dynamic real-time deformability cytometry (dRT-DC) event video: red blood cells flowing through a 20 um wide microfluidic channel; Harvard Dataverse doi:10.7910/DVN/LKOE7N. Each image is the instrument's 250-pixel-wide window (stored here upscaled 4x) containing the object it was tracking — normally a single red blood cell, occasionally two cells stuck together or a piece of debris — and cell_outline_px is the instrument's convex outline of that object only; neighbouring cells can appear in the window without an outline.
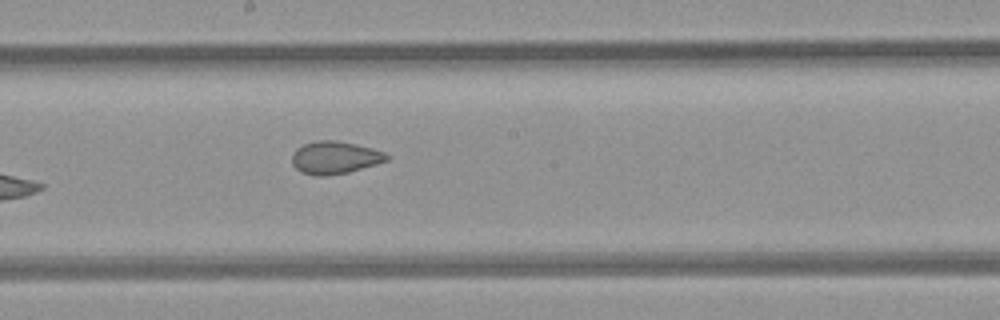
{"species": "common noctule bat (a hibernating species)", "species_latin": "Nyctalus noctula", "temperature_condition": "room temperature", "stored_images_in_passage": 8, "camera_frame_rate_fps": 3000, "um_per_image_px": 0.085, "animal": {"sex": "female", "body_mass_g": 21.9}, "frame": {"image": 1, "passage_image": 8, "time_ms": 9.0, "image_size_px": [1000, 320], "cell_outline_px": [[388, 160], [376, 164], [348, 172], [324, 176], [316, 176], [300, 172], [292, 164], [292, 152], [296, 148], [304, 144], [316, 140], [336, 140], [356, 144], [372, 148], [384, 152], [388, 156]], "centroid_in_image_um": [28.42, 13.39], "position_along_channel_um": 219.8, "area_um2": 18.03}}